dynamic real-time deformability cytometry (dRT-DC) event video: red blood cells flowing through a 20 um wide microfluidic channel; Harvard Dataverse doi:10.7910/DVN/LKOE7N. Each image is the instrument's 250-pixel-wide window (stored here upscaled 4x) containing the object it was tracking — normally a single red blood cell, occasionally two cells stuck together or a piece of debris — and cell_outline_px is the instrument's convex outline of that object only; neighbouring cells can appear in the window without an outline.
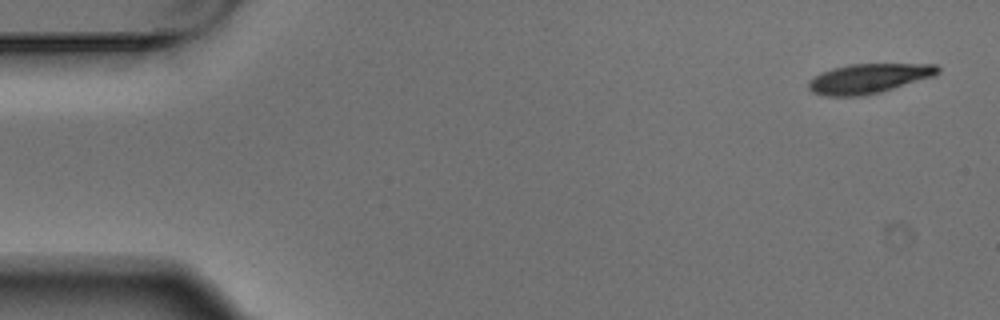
{"species": "Egyptian fruit bat (a non-hibernating species)", "species_latin": "Rousettus aegyptiacus", "temperature_condition": "warm", "stored_images_in_passage": 7, "camera_frame_rate_fps": 3000, "um_per_image_px": 0.085, "animal": {"sex": "male"}, "frame": {"image": 1, "passage_image": 1, "time_ms": 0.0, "image_size_px": [1000, 320], "cell_outline_px": [[940, 72], [936, 76], [880, 92], [864, 96], [824, 96], [812, 92], [808, 88], [808, 80], [820, 72], [832, 68], [848, 64], [936, 64], [940, 68]], "centroid_in_image_um": [73.83, 6.67], "position_along_channel_um": 11.2, "area_um2": 22.6}}
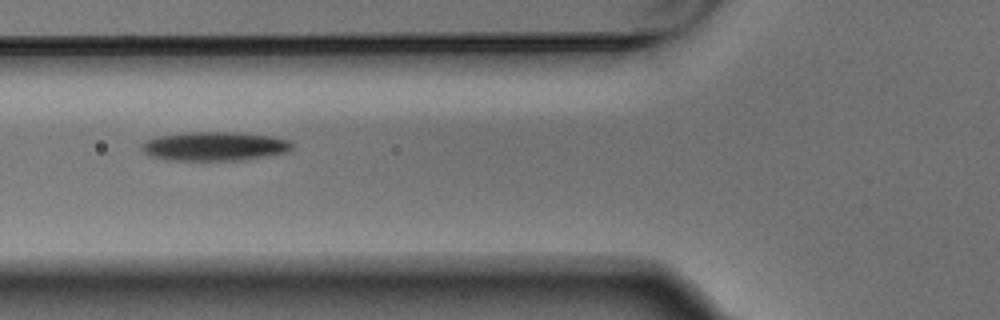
{"frame": {"image": 2, "passage_image": 6, "time_ms": 1.667, "image_size_px": [1000, 320], "cell_outline_px": [[292, 148], [284, 152], [264, 156], [240, 160], [176, 160], [152, 156], [144, 152], [140, 148], [140, 144], [148, 140], [160, 136], [188, 132], [236, 132], [272, 136], [292, 140]], "centroid_in_image_um": [18.26, 12.42], "position_along_channel_um": 107.5, "area_um2": 25.09}}
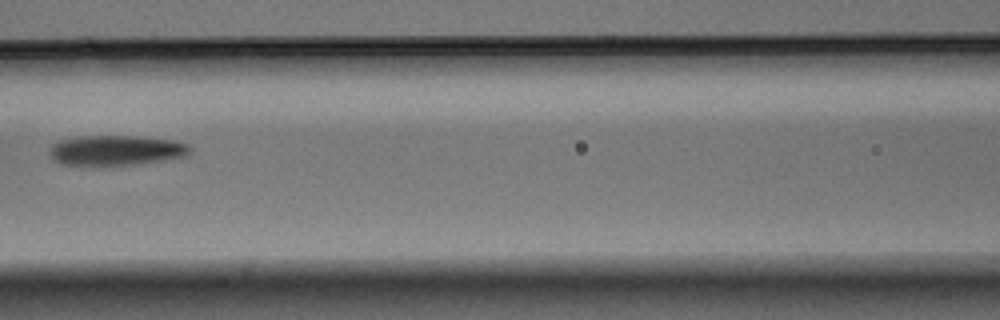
{"frame": {"image": 3, "passage_image": 7, "time_ms": 2.0, "image_size_px": [1000, 320], "cell_outline_px": [[192, 152], [188, 156], [164, 160], [136, 164], [60, 164], [52, 156], [52, 144], [60, 140], [80, 136], [132, 136], [172, 140], [188, 144], [192, 148]], "centroid_in_image_um": [9.96, 12.76], "position_along_channel_um": 156.6, "area_um2": 24.16}}